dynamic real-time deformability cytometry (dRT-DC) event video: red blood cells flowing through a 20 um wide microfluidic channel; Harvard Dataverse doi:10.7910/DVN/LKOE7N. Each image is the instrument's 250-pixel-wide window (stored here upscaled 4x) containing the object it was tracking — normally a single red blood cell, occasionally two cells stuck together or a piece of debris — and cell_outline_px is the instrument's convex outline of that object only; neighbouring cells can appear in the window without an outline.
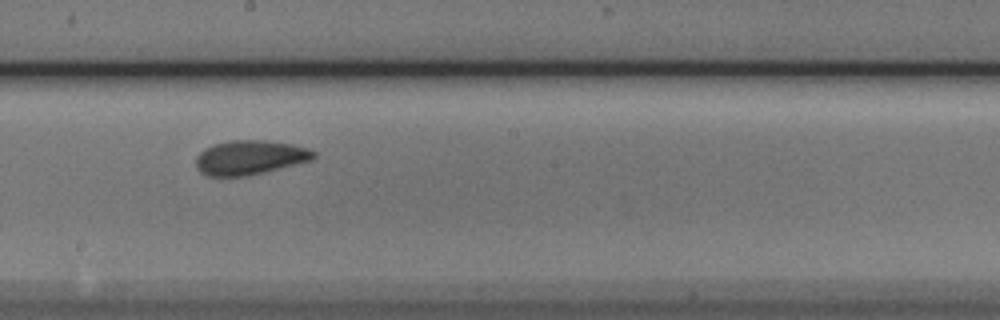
{"species": "Egyptian fruit bat (a non-hibernating species)", "species_latin": "Rousettus aegyptiacus", "temperature_condition": "cold", "stored_images_in_passage": 16, "camera_frame_rate_fps": 3000, "um_per_image_px": 0.085, "animal": {"sex": "male"}, "frame": {"image": 1, "passage_image": 10, "time_ms": 3.0, "image_size_px": [1000, 320], "cell_outline_px": [[316, 156], [312, 160], [248, 176], [208, 176], [200, 172], [196, 168], [196, 156], [204, 148], [216, 144], [232, 140], [264, 140], [292, 144], [308, 148], [316, 152]], "centroid_in_image_um": [21.24, 13.39], "position_along_channel_um": 227.0, "area_um2": 23.58}}
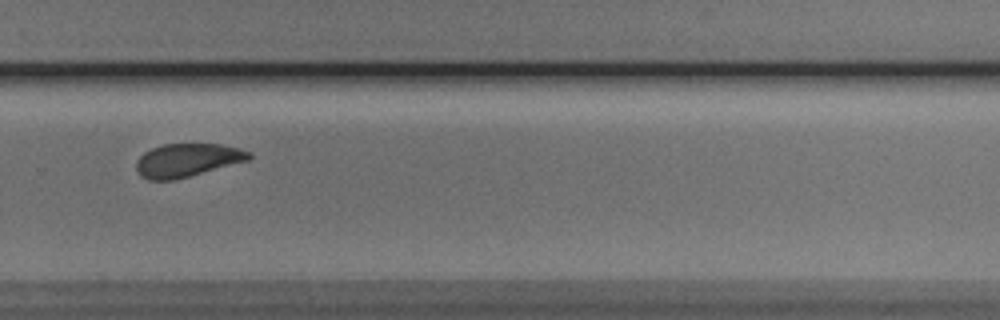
{"frame": {"image": 2, "passage_image": 12, "time_ms": 3.667, "image_size_px": [1000, 320], "cell_outline_px": [[252, 156], [248, 160], [188, 176], [172, 180], [148, 180], [140, 176], [136, 172], [136, 160], [144, 152], [152, 148], [164, 144], [220, 144], [240, 148], [252, 152]], "centroid_in_image_um": [15.88, 13.61], "position_along_channel_um": 313.9, "area_um2": 21.79}}